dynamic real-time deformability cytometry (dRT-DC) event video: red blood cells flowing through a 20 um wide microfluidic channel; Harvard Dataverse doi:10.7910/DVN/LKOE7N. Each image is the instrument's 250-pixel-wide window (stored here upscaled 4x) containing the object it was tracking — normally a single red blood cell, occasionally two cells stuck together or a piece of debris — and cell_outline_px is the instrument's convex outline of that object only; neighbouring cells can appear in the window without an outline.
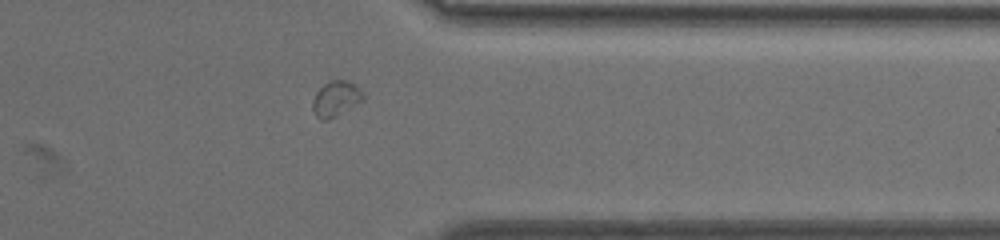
{"species": "common noctule bat (a hibernating species)", "species_latin": "Nyctalus noctula", "temperature_condition": "warm", "stored_images_in_passage": 58, "segment_of_instrument_passage": [1, 2], "camera_frame_rate_fps": 3000, "um_per_image_px": 0.085, "animal": {"sex": "female", "body_mass_g": 19.5, "forearm_length_mm": 54.1}, "frame": {"image": 1, "passage_image": 53, "time_ms": 17.333, "image_size_px": [1000, 240], "cell_outline_px": [[364, 100], [328, 120], [320, 120], [312, 112], [312, 100], [316, 92], [324, 84], [332, 80], [348, 80], [364, 96]], "centroid_in_image_um": [28.49, 8.41], "position_along_channel_um": 382.9, "area_um2": 10.23}}